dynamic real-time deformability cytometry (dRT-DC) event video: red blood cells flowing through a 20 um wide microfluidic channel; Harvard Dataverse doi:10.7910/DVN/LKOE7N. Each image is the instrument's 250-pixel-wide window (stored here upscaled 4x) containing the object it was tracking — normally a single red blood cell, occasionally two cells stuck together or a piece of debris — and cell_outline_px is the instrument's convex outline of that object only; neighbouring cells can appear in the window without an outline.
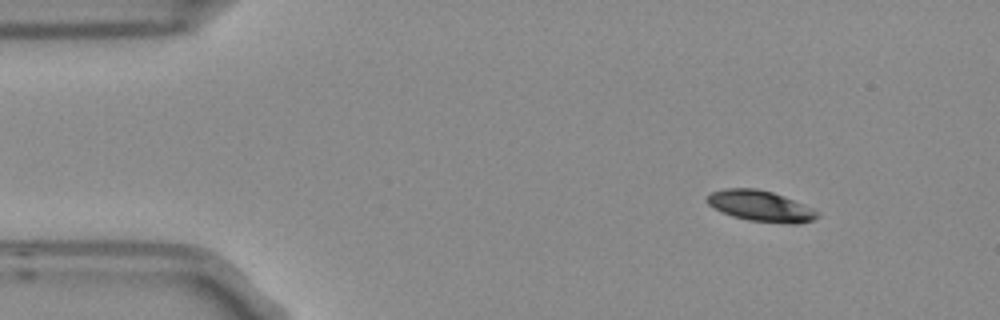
{"species": "Egyptian fruit bat (a non-hibernating species)", "species_latin": "Rousettus aegyptiacus", "temperature_condition": "room temperature", "stored_images_in_passage": 4, "camera_frame_rate_fps": 3000, "um_per_image_px": 0.085, "frame": {"image": 1, "passage_image": 1, "time_ms": 0.0, "image_size_px": [1000, 320], "cell_outline_px": [[820, 216], [812, 220], [800, 224], [792, 224], [748, 220], [732, 216], [708, 204], [704, 200], [712, 192], [724, 188], [756, 188], [772, 192], [784, 196], [804, 204], [820, 212]], "centroid_in_image_um": [64.68, 17.51], "position_along_channel_um": 20.3, "area_um2": 19.83}}
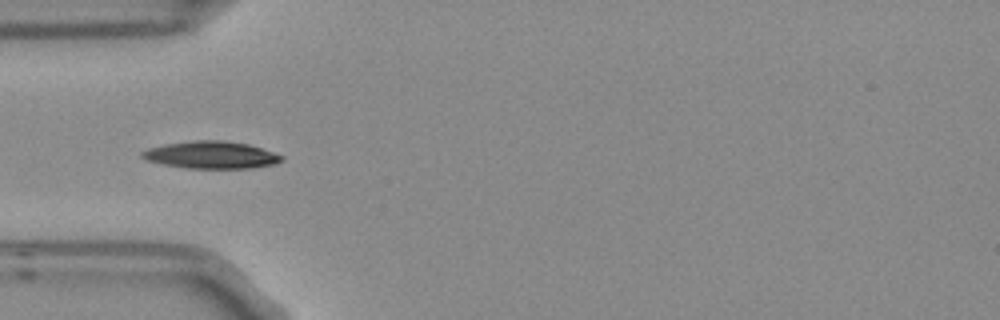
{"frame": {"image": 2, "passage_image": 4, "time_ms": 1.0, "image_size_px": [1000, 320], "cell_outline_px": [[284, 160], [276, 164], [252, 168], [188, 168], [164, 164], [148, 160], [140, 156], [140, 152], [148, 148], [164, 144], [196, 140], [220, 140], [248, 144], [284, 156]], "centroid_in_image_um": [17.96, 13.17], "position_along_channel_um": 67.0, "area_um2": 22.08}}